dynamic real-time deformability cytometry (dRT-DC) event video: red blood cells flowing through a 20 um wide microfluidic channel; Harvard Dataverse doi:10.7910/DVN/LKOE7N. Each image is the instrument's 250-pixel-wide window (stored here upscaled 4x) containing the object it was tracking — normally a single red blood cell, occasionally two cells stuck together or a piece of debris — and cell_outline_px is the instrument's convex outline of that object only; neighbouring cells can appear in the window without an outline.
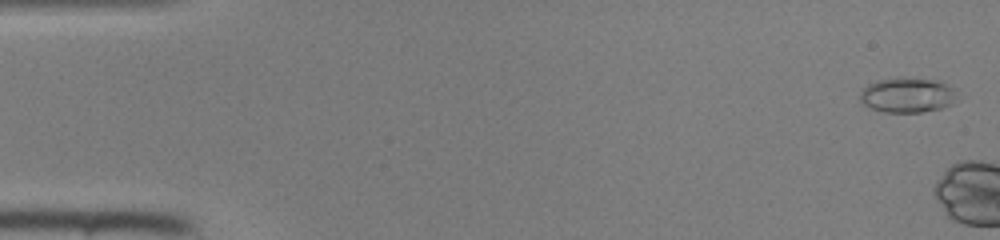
{"species": "common noctule bat (a hibernating species)", "species_latin": "Nyctalus noctula", "temperature_condition": "room temperature", "stored_images_in_passage": 4, "camera_frame_rate_fps": 3000, "um_per_image_px": 0.085, "animal": {"sex": "female", "body_mass_g": 22.0, "forearm_length_mm": 56.7}, "frame": {"image": 1, "passage_image": 2, "time_ms": 0.333, "image_size_px": [1000, 240], "cell_outline_px": [[956, 88], [952, 104], [940, 108], [920, 112], [884, 112], [872, 108], [864, 104], [860, 100], [860, 92], [868, 84], [876, 80], [896, 76], [940, 80]], "centroid_in_image_um": [77.12, 8.04], "position_along_channel_um": 7.9, "area_um2": 20.0}}